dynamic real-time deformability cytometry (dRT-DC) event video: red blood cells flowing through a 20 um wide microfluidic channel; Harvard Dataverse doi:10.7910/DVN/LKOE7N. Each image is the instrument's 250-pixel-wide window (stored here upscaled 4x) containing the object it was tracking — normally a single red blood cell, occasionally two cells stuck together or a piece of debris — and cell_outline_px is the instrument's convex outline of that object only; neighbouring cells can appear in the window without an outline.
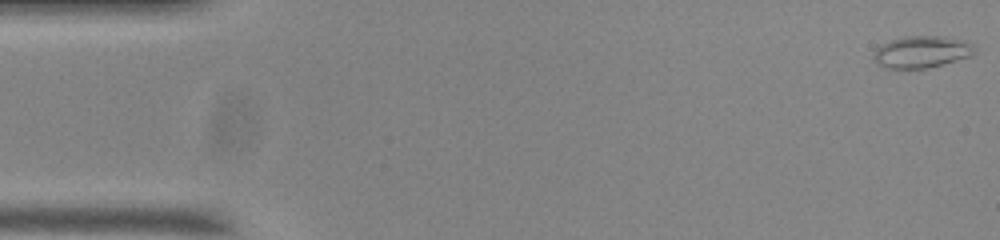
{"species": "common noctule bat (a hibernating species)", "species_latin": "Nyctalus noctula", "temperature_condition": "room temperature", "stored_images_in_passage": 54, "camera_frame_rate_fps": 3000, "um_per_image_px": 0.085, "animal": {"sex": "male", "body_mass_g": 20.0, "forearm_length_mm": 53.3}, "frame": {"image": 1, "passage_image": 1, "time_ms": 0.0, "image_size_px": [1000, 240], "cell_outline_px": [[976, 52], [972, 56], [924, 68], [888, 68], [880, 64], [872, 56], [876, 48], [880, 44], [904, 36], [944, 36], [960, 40], [972, 44], [976, 48]], "centroid_in_image_um": [78.35, 4.39], "position_along_channel_um": 6.7, "area_um2": 18.5}}
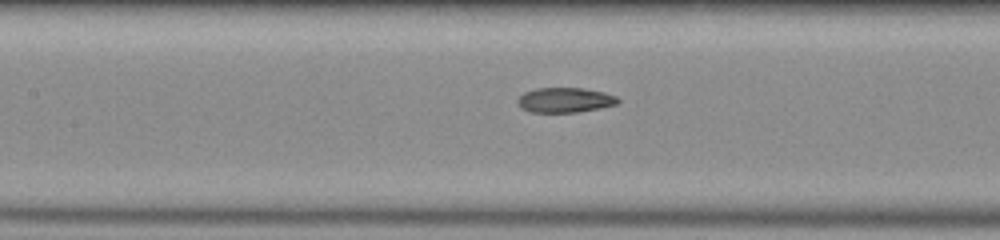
{"frame": {"image": 2, "passage_image": 24, "time_ms": 7.667, "image_size_px": [1000, 240], "cell_outline_px": [[620, 100], [616, 104], [600, 108], [576, 112], [532, 112], [520, 108], [516, 100], [524, 92], [536, 88], [584, 88], [604, 92], [616, 96]], "centroid_in_image_um": [48.0, 8.5], "position_along_channel_um": 159.4, "area_um2": 14.57}}
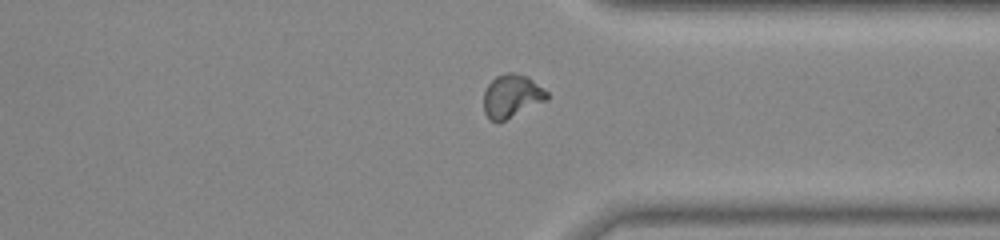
{"frame": {"image": 3, "passage_image": 41, "time_ms": 13.333, "image_size_px": [1000, 240], "cell_outline_px": [[548, 96], [544, 100], [504, 120], [488, 120], [484, 112], [484, 92], [488, 84], [496, 76], [504, 72], [512, 72], [528, 76], [548, 92]], "centroid_in_image_um": [43.45, 8.12], "position_along_channel_um": 367.9, "area_um2": 15.55}, "authors_computed_cell_mechanics": {"area_um2": 15.2014, "velocity_mm_per_s": 3.7232, "shape_relaxation_time_tau1_ms": null, "shape_relaxation_time_tau2_ms": 1.7671, "deformation_change_tau1": null, "deformation_change_tau2": 0.0747}}